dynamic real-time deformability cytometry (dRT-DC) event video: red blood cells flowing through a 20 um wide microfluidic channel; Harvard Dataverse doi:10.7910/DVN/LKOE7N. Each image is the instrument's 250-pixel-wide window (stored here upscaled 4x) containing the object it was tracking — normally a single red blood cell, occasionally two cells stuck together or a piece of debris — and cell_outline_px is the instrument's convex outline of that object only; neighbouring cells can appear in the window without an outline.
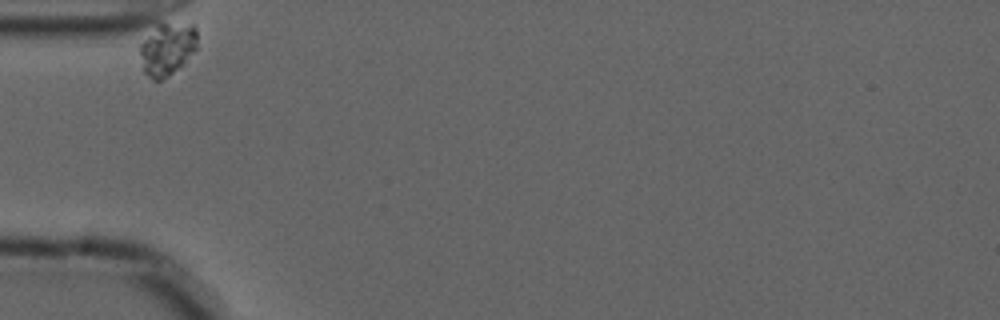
{"species": "common noctule bat (a hibernating species)", "species_latin": "Nyctalus noctula", "temperature_condition": "cold", "stored_images_in_passage": 33, "camera_frame_rate_fps": 3000, "um_per_image_px": 0.085, "animal": {"sex": "male", "forearm_length_mm": 52.5}, "frame": {"image": 1, "passage_image": 1, "time_ms": 0.0, "image_size_px": [1000, 320], "cell_outline_px": [[196, 48], [184, 64], [168, 76], [160, 80], [152, 80], [144, 72], [140, 52], [140, 44], [156, 20], [164, 20], [192, 24], [196, 28]], "centroid_in_image_um": [14.19, 4.07], "position_along_channel_um": 70.8, "area_um2": 18.21}}
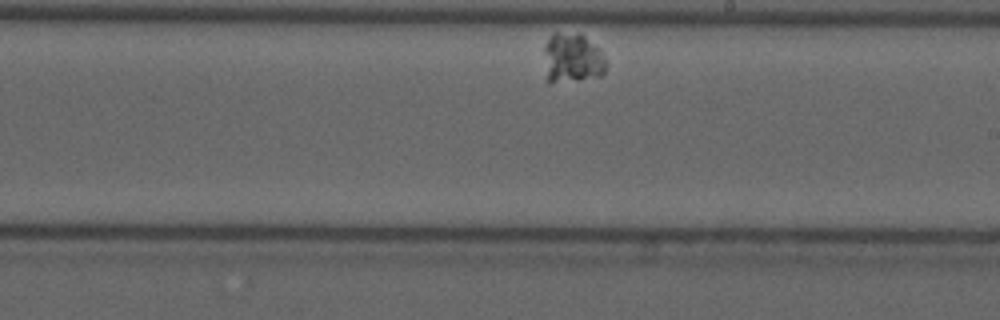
{"frame": {"image": 2, "passage_image": 20, "time_ms": 6.333, "image_size_px": [1000, 320], "cell_outline_px": [[608, 64], [604, 72], [600, 76], [552, 84], [548, 84], [544, 52], [544, 48], [552, 32], [580, 32], [600, 48]], "centroid_in_image_um": [48.66, 4.92], "position_along_channel_um": 240.3, "area_um2": 18.44}}
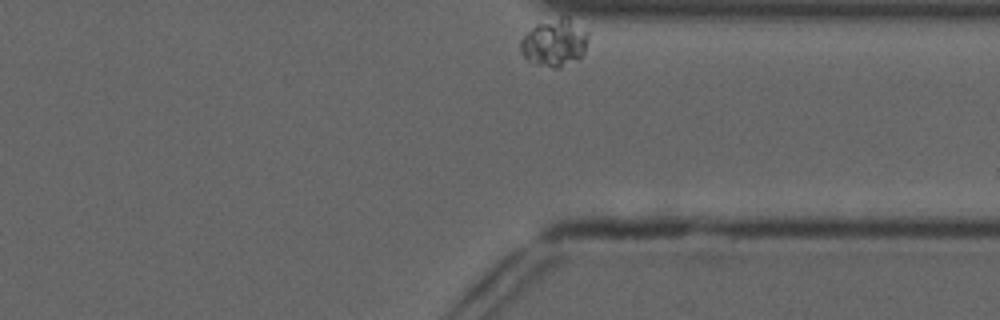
{"frame": {"image": 3, "passage_image": 33, "time_ms": 10.667, "image_size_px": [1000, 320], "cell_outline_px": [[588, 40], [584, 52], [580, 56], [560, 68], [552, 68], [536, 64], [524, 56], [520, 52], [520, 40], [536, 24], [560, 16], [568, 16], [588, 32]], "centroid_in_image_um": [47.14, 3.6], "position_along_channel_um": 364.3, "area_um2": 18.61}}